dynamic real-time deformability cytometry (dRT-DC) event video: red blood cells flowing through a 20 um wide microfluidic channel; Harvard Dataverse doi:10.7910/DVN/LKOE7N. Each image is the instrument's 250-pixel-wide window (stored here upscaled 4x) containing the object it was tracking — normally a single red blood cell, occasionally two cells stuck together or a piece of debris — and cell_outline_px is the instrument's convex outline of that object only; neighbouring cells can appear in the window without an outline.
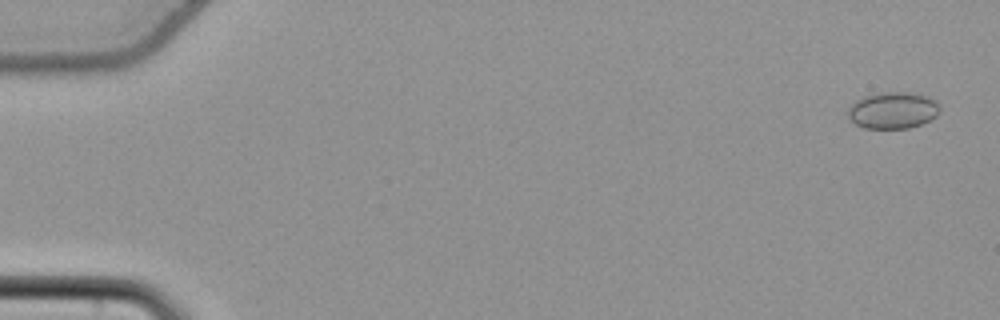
{"species": "common noctule bat (a hibernating species)", "species_latin": "Nyctalus noctula", "temperature_condition": "cold", "stored_images_in_passage": 57, "camera_frame_rate_fps": 3000, "um_per_image_px": 0.085, "animal": {"sex": "female", "body_mass_g": 22.7, "forearm_length_mm": 54.2}, "frame": {"image": 1, "passage_image": 3, "time_ms": 0.667, "image_size_px": [1000, 320], "cell_outline_px": [[940, 112], [936, 116], [920, 124], [908, 128], [864, 128], [856, 124], [848, 116], [848, 108], [856, 100], [864, 96], [884, 92], [904, 92], [924, 96], [936, 100], [940, 104]], "centroid_in_image_um": [75.9, 9.38], "position_along_channel_um": 9.1, "area_um2": 19.42}}
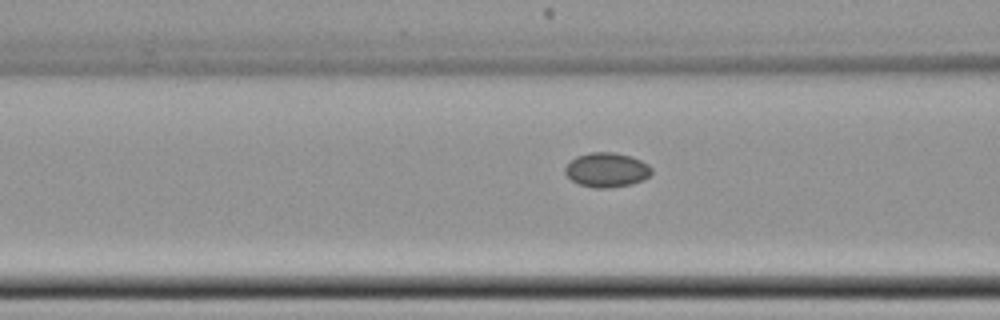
{"frame": {"image": 2, "passage_image": 24, "time_ms": 7.667, "image_size_px": [1000, 320], "cell_outline_px": [[652, 172], [644, 180], [632, 184], [608, 188], [596, 188], [580, 184], [572, 180], [564, 172], [564, 168], [576, 156], [592, 152], [616, 152], [632, 156], [648, 164], [652, 168]], "centroid_in_image_um": [51.6, 14.43], "position_along_channel_um": 115.0, "area_um2": 17.4}}
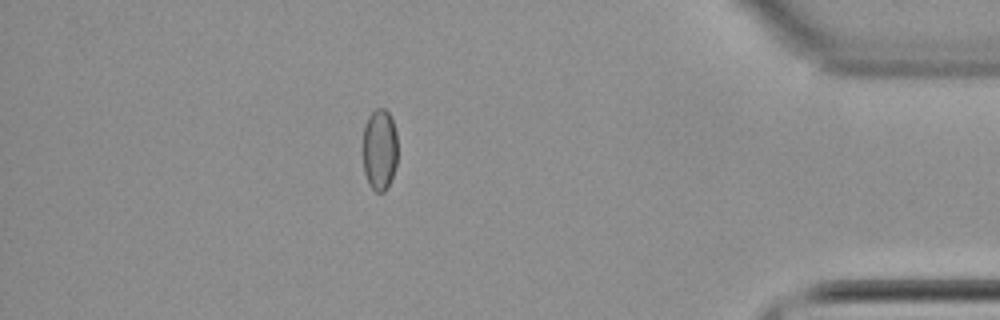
{"frame": {"image": 3, "passage_image": 50, "time_ms": 16.333, "image_size_px": [1000, 320], "cell_outline_px": [[396, 164], [392, 176], [384, 192], [376, 192], [368, 184], [364, 172], [364, 124], [368, 116], [376, 108], [384, 108], [392, 116], [396, 132]], "centroid_in_image_um": [32.26, 12.68], "position_along_channel_um": 402.9, "area_um2": 16.42}}